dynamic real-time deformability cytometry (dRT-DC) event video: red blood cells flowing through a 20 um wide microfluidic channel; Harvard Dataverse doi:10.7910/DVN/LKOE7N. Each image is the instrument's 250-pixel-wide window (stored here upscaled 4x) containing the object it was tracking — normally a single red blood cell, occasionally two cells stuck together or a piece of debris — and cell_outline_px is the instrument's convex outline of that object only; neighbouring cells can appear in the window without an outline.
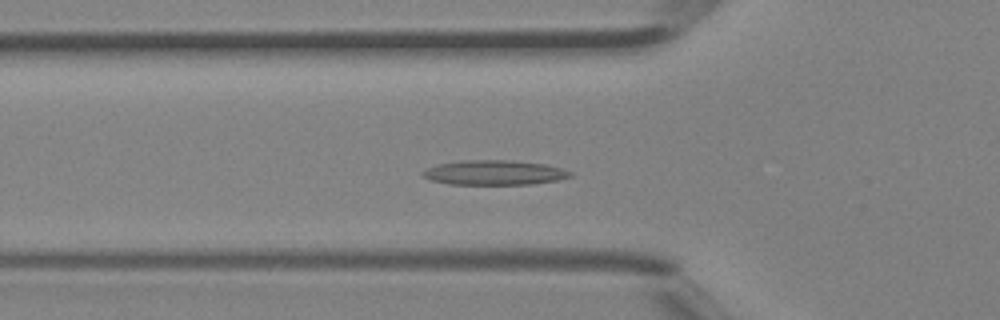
{"species": "Egyptian fruit bat (a non-hibernating species)", "species_latin": "Rousettus aegyptiacus", "temperature_condition": "room temperature", "stored_images_in_passage": 44, "camera_frame_rate_fps": 3000, "um_per_image_px": 0.085, "animal": {"sex": "female"}, "frame": {"image": 1, "passage_image": 14, "time_ms": 4.333, "image_size_px": [1000, 320], "cell_outline_px": [[572, 176], [560, 180], [532, 184], [448, 184], [432, 180], [424, 176], [420, 172], [428, 168], [440, 164], [464, 160], [508, 160], [544, 164], [560, 168], [572, 172]], "centroid_in_image_um": [42.05, 14.67], "position_along_channel_um": 83.8, "area_um2": 21.04}}
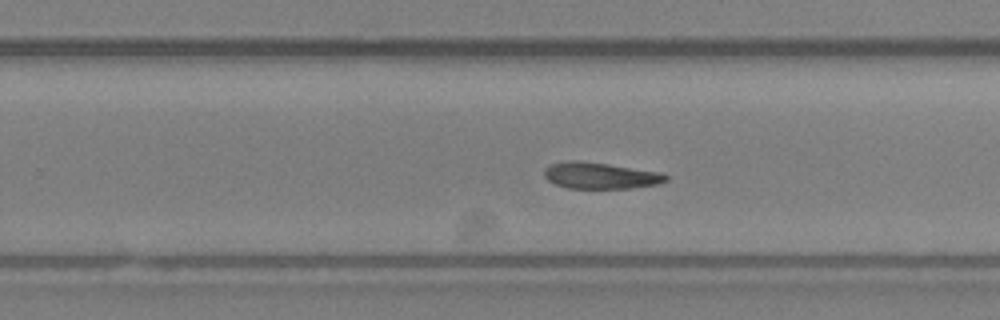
{"frame": {"image": 2, "passage_image": 27, "time_ms": 8.667, "image_size_px": [1000, 320], "cell_outline_px": [[668, 180], [660, 184], [628, 188], [568, 188], [556, 184], [548, 180], [544, 176], [544, 168], [548, 164], [568, 160], [576, 160], [608, 164], [660, 172], [668, 176]], "centroid_in_image_um": [51.01, 14.92], "position_along_channel_um": 278.8, "area_um2": 18.73}}
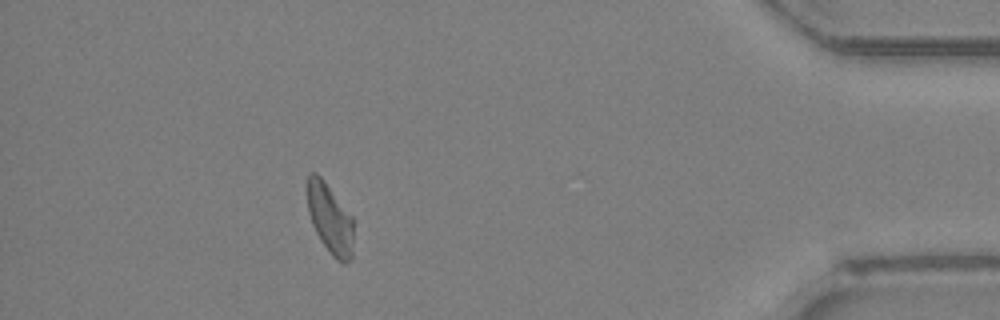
{"frame": {"image": 3, "passage_image": 39, "time_ms": 12.667, "image_size_px": [1000, 320], "cell_outline_px": [[352, 260], [344, 264], [336, 260], [332, 256], [320, 240], [312, 224], [308, 212], [308, 176], [312, 172], [316, 172], [324, 180], [352, 216]], "centroid_in_image_um": [28.05, 18.62], "position_along_channel_um": 407.1, "area_um2": 18.73}}